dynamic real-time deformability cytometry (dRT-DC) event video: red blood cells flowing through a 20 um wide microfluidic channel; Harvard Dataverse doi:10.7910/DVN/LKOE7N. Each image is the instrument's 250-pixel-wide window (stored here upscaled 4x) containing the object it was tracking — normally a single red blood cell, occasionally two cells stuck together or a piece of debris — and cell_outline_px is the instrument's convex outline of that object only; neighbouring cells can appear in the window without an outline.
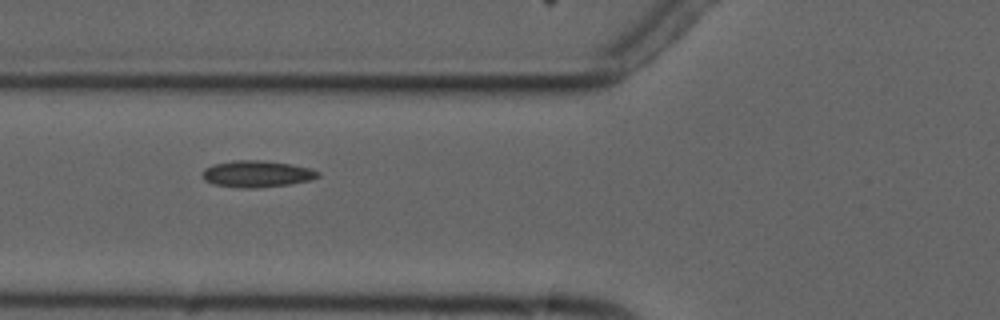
{"species": "common noctule bat (a hibernating species)", "species_latin": "Nyctalus noctula", "temperature_condition": "cold", "stored_images_in_passage": 3, "camera_frame_rate_fps": 3000, "um_per_image_px": 0.085, "animal": {"sex": "male", "forearm_length_mm": 52.5}, "frame": {"image": 1, "passage_image": 3, "time_ms": 2.333, "image_size_px": [1000, 320], "cell_outline_px": [[320, 176], [312, 180], [288, 184], [256, 188], [240, 188], [212, 184], [204, 180], [204, 168], [212, 164], [232, 160], [260, 160], [288, 164], [312, 168], [320, 172]], "centroid_in_image_um": [21.84, 14.78], "position_along_channel_um": 104.0, "area_um2": 17.98}}